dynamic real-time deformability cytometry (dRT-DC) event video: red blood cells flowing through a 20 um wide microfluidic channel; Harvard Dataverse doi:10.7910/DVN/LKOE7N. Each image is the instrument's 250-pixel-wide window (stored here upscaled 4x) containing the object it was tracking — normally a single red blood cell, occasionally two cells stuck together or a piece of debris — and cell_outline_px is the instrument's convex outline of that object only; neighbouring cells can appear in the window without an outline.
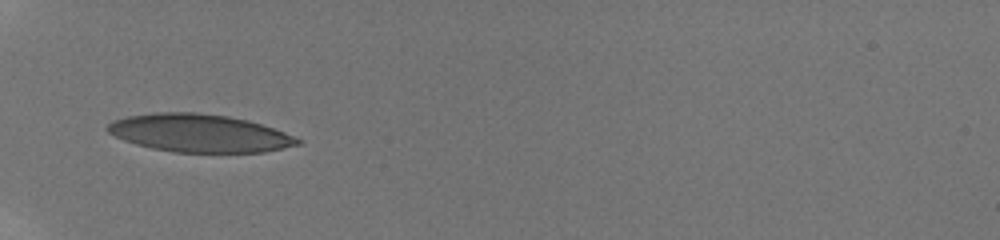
{"species": "human", "species_latin": "Homo sapiens", "temperature_condition": "room temperature", "stored_images_in_passage": 61, "camera_frame_rate_fps": 3000, "um_per_image_px": 0.085, "donor": {"sex": "male"}, "frame": {"image": 1, "passage_image": 1, "time_ms": 0.0, "image_size_px": [1000, 240], "cell_outline_px": [[300, 144], [264, 152], [172, 152], [152, 148], [136, 144], [124, 140], [108, 132], [104, 128], [112, 120], [128, 116], [156, 112], [196, 112], [228, 116], [248, 120], [284, 132], [300, 140]], "centroid_in_image_um": [16.89, 11.31], "position_along_channel_um": 68.1, "area_um2": 41.73}}
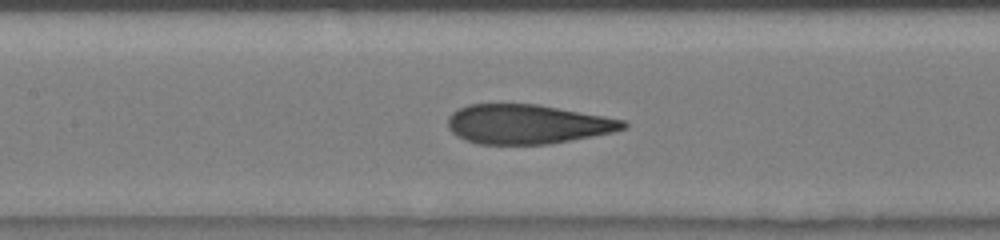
{"frame": {"image": 2, "passage_image": 14, "time_ms": 2.667, "image_size_px": [1000, 240], "cell_outline_px": [[628, 128], [612, 132], [592, 136], [548, 144], [476, 144], [464, 140], [456, 136], [448, 128], [448, 116], [452, 112], [468, 104], [536, 104], [604, 116], [624, 120], [628, 124]], "centroid_in_image_um": [44.79, 10.56], "position_along_channel_um": 162.6, "area_um2": 40.23}}
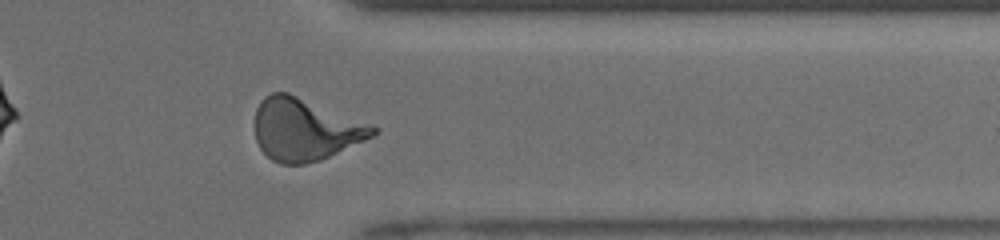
{"frame": {"image": 3, "passage_image": 46, "time_ms": 8.333, "image_size_px": [1000, 240], "cell_outline_px": [[380, 128], [372, 136], [364, 140], [320, 160], [304, 164], [280, 164], [272, 160], [260, 148], [256, 140], [252, 124], [256, 108], [260, 100], [264, 96], [272, 92], [288, 92]], "centroid_in_image_um": [25.85, 10.99], "position_along_channel_um": 385.6, "area_um2": 42.77}, "authors_computed_cell_mechanics": {"area_um2": 40.8068, "velocity_mm_per_s": 3.9639, "shape_relaxation_time_tau1_ms": 4.7342, "shape_relaxation_time_tau2_ms": 0.8364, "deformation_change_tau1": 0.2105, "deformation_change_tau2": 0.0764}}